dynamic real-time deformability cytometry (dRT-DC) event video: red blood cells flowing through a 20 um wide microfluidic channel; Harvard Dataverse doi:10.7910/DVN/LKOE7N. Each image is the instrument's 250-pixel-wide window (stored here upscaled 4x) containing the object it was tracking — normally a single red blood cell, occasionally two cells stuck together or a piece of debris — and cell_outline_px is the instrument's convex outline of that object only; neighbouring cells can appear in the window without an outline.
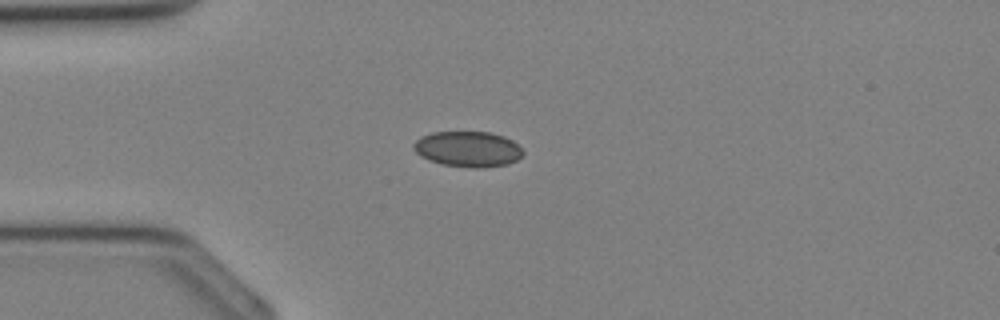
{"species": "Egyptian fruit bat (a non-hibernating species)", "species_latin": "Rousettus aegyptiacus", "temperature_condition": "cold", "stored_images_in_passage": 26, "camera_frame_rate_fps": 3000, "um_per_image_px": 0.085, "animal": {"sex": "female"}, "frame": {"image": 1, "passage_image": 3, "time_ms": 0.667, "image_size_px": [1000, 320], "cell_outline_px": [[524, 152], [516, 160], [508, 164], [480, 168], [468, 168], [440, 164], [428, 160], [420, 156], [412, 148], [412, 144], [420, 136], [432, 132], [492, 132], [504, 136], [512, 140]], "centroid_in_image_um": [39.73, 12.67], "position_along_channel_um": 45.3, "area_um2": 22.89}}
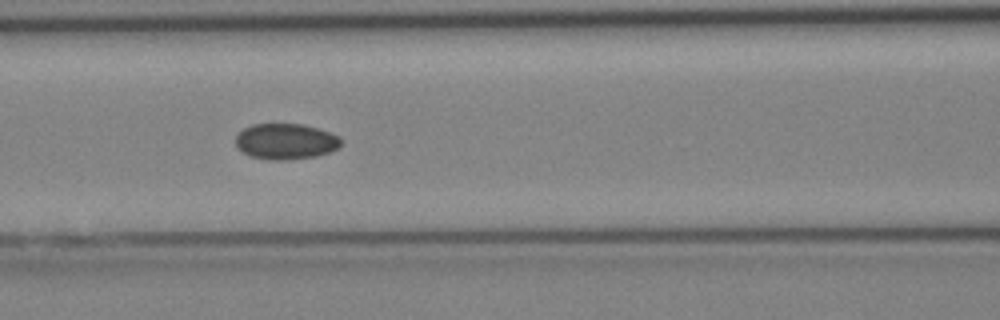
{"frame": {"image": 2, "passage_image": 9, "time_ms": 2.667, "image_size_px": [1000, 320], "cell_outline_px": [[344, 140], [336, 148], [328, 152], [316, 156], [288, 160], [272, 160], [252, 156], [244, 152], [236, 144], [236, 136], [244, 128], [252, 124], [304, 124], [340, 136]], "centroid_in_image_um": [24.31, 12.01], "position_along_channel_um": 142.3, "area_um2": 21.79}}
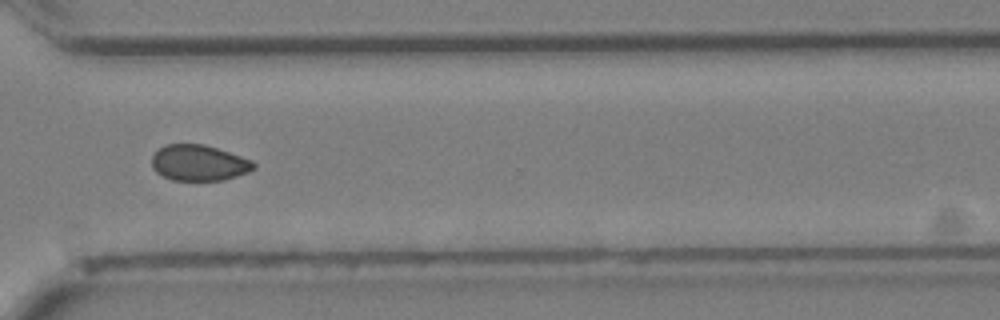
{"frame": {"image": 3, "passage_image": 20, "time_ms": 6.333, "image_size_px": [1000, 320], "cell_outline_px": [[256, 168], [248, 172], [224, 180], [172, 180], [156, 172], [152, 168], [152, 156], [164, 144], [204, 144], [252, 160], [256, 164]], "centroid_in_image_um": [16.91, 13.84], "position_along_channel_um": 353.7, "area_um2": 21.21}}